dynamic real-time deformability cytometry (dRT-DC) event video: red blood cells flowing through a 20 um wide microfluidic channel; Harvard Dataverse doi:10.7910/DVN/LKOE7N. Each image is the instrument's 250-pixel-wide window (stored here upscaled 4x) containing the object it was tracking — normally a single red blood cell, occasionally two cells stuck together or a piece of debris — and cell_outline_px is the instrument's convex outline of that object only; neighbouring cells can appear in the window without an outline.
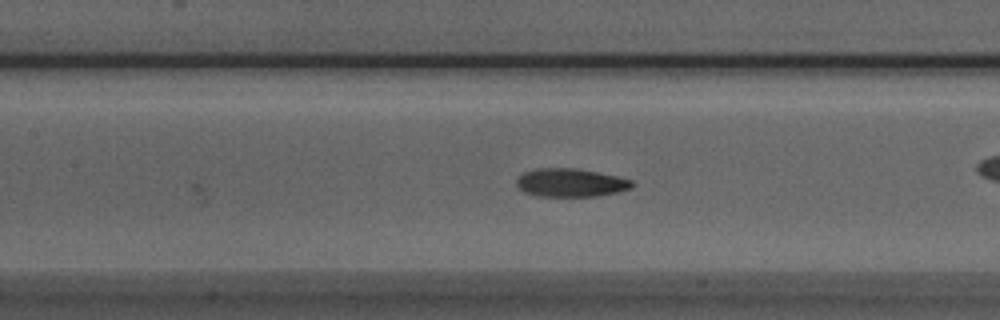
{"species": "Egyptian fruit bat (a non-hibernating species)", "species_latin": "Rousettus aegyptiacus", "temperature_condition": "room temperature", "stored_images_in_passage": 22, "camera_frame_rate_fps": 3000, "um_per_image_px": 0.085, "animal": {"sex": "male"}, "frame": {"image": 1, "passage_image": 6, "time_ms": 1.667, "image_size_px": [1000, 320], "cell_outline_px": [[636, 184], [632, 188], [616, 192], [596, 196], [536, 196], [524, 192], [516, 184], [516, 180], [524, 172], [536, 168], [576, 168], [616, 176], [632, 180]], "centroid_in_image_um": [48.51, 15.53], "position_along_channel_um": 158.9, "area_um2": 19.02}}
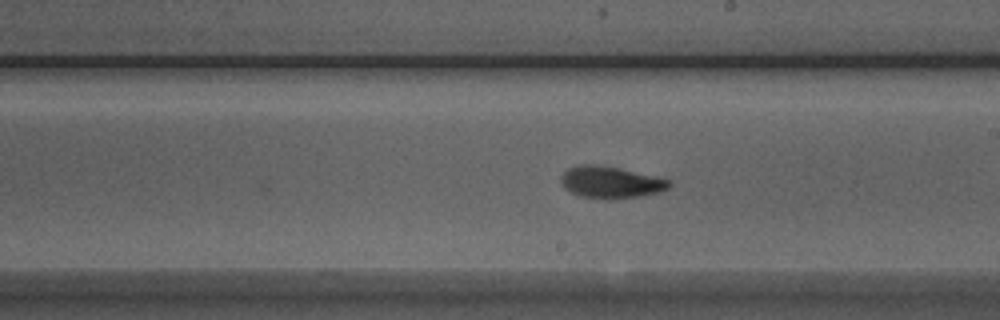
{"frame": {"image": 2, "passage_image": 12, "time_ms": 3.667, "image_size_px": [1000, 320], "cell_outline_px": [[672, 184], [668, 188], [660, 192], [640, 196], [608, 200], [580, 196], [564, 188], [560, 180], [560, 176], [568, 168], [580, 164], [596, 164], [620, 168], [656, 176], [668, 180]], "centroid_in_image_um": [51.89, 15.49], "position_along_channel_um": 237.1, "area_um2": 20.23}}
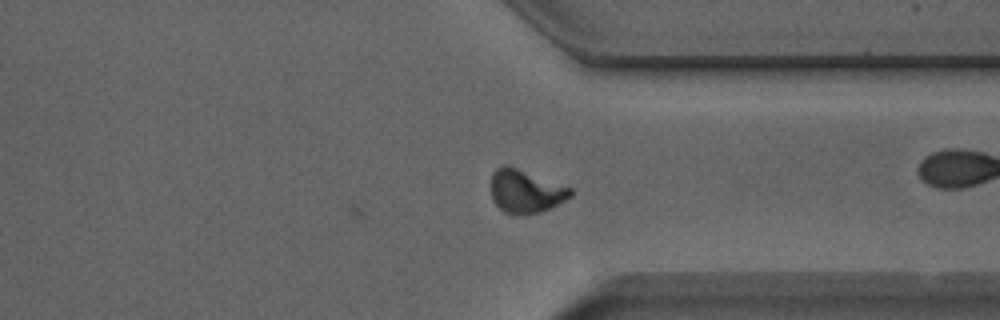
{"frame": {"image": 3, "passage_image": 22, "time_ms": 7.0, "image_size_px": [1000, 320], "cell_outline_px": [[572, 196], [540, 212], [524, 216], [504, 212], [492, 200], [492, 172], [496, 168], [504, 164], [516, 168], [572, 188]], "centroid_in_image_um": [44.65, 16.27], "position_along_channel_um": 366.7, "area_um2": 19.77}, "authors_computed_cell_mechanics": {"area_um2": 19.4786, "velocity_mm_per_s": 3.9171, "shape_relaxation_time_tau1_ms": 2.3705, "shape_relaxation_time_tau2_ms": 0.8351, "deformation_change_tau1": 0.1267, "deformation_change_tau2": 0.0638}}